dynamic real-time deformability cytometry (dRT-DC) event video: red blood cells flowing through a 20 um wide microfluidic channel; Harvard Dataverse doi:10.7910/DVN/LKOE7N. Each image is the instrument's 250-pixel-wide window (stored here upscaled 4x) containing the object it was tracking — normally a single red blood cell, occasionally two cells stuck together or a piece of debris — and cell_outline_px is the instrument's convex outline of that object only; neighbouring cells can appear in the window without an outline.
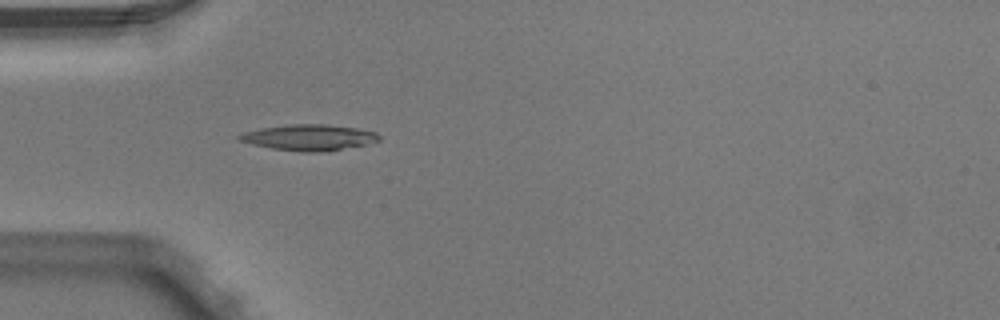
{"species": "Egyptian fruit bat (a non-hibernating species)", "species_latin": "Rousettus aegyptiacus", "temperature_condition": "warm", "stored_images_in_passage": 3, "camera_frame_rate_fps": 3000, "um_per_image_px": 0.085, "animal": {"sex": "male"}, "frame": {"image": 1, "passage_image": 3, "time_ms": 0.667, "image_size_px": [1000, 320], "cell_outline_px": [[380, 140], [364, 144], [320, 152], [304, 152], [272, 148], [252, 144], [240, 140], [236, 136], [244, 132], [260, 128], [292, 124], [324, 124], [356, 128], [376, 132], [380, 136]], "centroid_in_image_um": [26.24, 11.67], "position_along_channel_um": 58.8, "area_um2": 20.75}}